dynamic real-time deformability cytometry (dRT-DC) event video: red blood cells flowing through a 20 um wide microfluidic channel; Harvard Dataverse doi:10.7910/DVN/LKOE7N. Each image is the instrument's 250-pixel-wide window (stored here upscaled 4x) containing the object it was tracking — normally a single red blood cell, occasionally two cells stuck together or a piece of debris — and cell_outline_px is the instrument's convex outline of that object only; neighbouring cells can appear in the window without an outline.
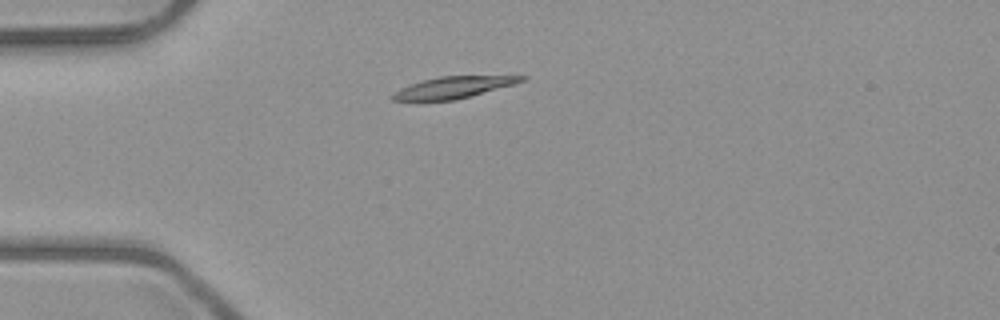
{"species": "common noctule bat (a hibernating species)", "species_latin": "Nyctalus noctula", "temperature_condition": "room temperature", "stored_images_in_passage": 2, "camera_frame_rate_fps": 3000, "um_per_image_px": 0.085, "animal": {"sex": "male", "body_mass_g": 23.1, "forearm_length_mm": 52.7}, "frame": {"image": 1, "passage_image": 2, "time_ms": 2.0, "image_size_px": [1000, 320], "cell_outline_px": [[528, 76], [524, 80], [516, 84], [456, 100], [420, 104], [392, 100], [388, 96], [400, 88], [424, 80], [440, 76]], "centroid_in_image_um": [38.4, 7.5], "position_along_channel_um": 46.6, "area_um2": 16.99}}